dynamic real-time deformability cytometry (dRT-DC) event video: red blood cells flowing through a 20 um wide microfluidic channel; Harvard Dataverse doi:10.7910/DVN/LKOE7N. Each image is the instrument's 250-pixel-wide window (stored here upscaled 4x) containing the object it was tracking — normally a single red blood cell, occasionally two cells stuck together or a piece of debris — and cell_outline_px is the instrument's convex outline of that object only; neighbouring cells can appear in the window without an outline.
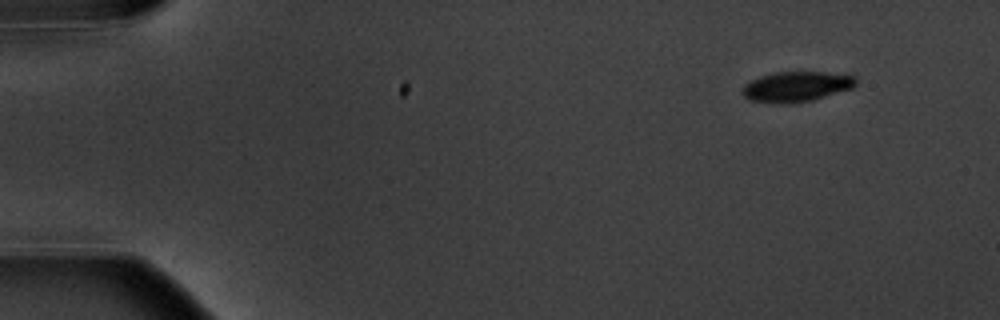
{"species": "common noctule bat (a hibernating species)", "species_latin": "Nyctalus noctula", "temperature_condition": "warm", "stored_images_in_passage": 7, "segment_of_instrument_passage": [2, 2], "camera_frame_rate_fps": 3000, "um_per_image_px": 0.085, "animal": {"sex": "male", "body_mass_g": 20.1, "forearm_length_mm": 53.5}, "frame": {"image": 1, "passage_image": 7, "time_ms": 7.0, "image_size_px": [1000, 320], "cell_outline_px": [[856, 84], [852, 88], [812, 100], [792, 104], [784, 104], [748, 100], [740, 92], [744, 84], [760, 76], [776, 72], [824, 72], [856, 76]], "centroid_in_image_um": [67.66, 7.37], "position_along_channel_um": 17.3, "area_um2": 20.06}}